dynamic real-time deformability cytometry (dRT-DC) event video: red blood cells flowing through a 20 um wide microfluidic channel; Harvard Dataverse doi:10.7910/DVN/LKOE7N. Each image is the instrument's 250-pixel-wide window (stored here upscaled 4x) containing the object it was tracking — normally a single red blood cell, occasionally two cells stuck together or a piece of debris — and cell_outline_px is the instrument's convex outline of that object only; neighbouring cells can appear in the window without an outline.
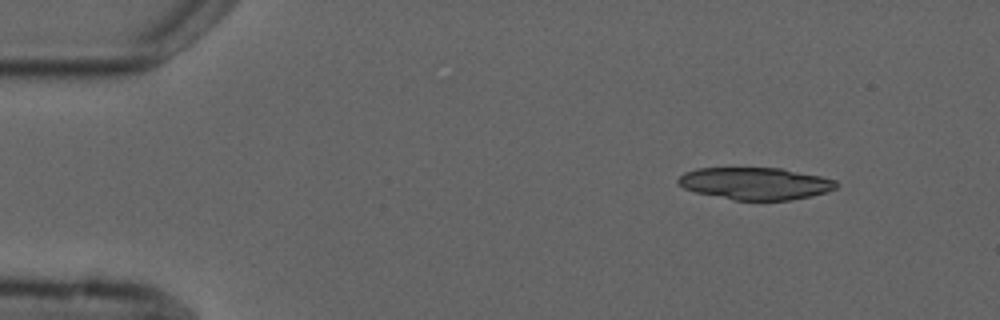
{"species": "common noctule bat (a hibernating species)", "species_latin": "Nyctalus noctula", "temperature_condition": "cold", "stored_images_in_passage": 7, "camera_frame_rate_fps": 3000, "um_per_image_px": 0.085, "animal": {"sex": "male", "forearm_length_mm": 52.5}, "frame": {"image": 1, "passage_image": 1, "time_ms": 0.0, "image_size_px": [1000, 320], "cell_outline_px": [[836, 188], [828, 192], [812, 196], [788, 200], [736, 200], [696, 192], [684, 188], [676, 180], [684, 172], [696, 168], [780, 168], [820, 176], [836, 180]], "centroid_in_image_um": [64.21, 15.59], "position_along_channel_um": 20.8, "area_um2": 29.48}}